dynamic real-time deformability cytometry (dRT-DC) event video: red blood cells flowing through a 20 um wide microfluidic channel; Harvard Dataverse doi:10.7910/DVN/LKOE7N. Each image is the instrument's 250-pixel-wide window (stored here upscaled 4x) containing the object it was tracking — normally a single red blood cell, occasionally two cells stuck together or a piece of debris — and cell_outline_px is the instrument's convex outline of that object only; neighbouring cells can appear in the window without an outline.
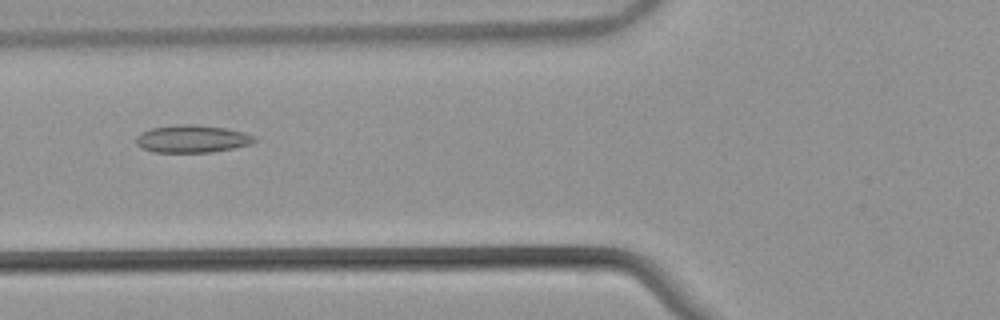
{"species": "common noctule bat (a hibernating species)", "species_latin": "Nyctalus noctula", "temperature_condition": "warm", "stored_images_in_passage": 42, "camera_frame_rate_fps": 3000, "um_per_image_px": 0.085, "animal": {"sex": "male", "body_mass_g": 21.5, "forearm_length_mm": 52.0}, "frame": {"image": 1, "passage_image": 10, "time_ms": 3.0, "image_size_px": [1000, 320], "cell_outline_px": [[256, 140], [252, 144], [212, 152], [152, 152], [136, 144], [136, 136], [140, 132], [152, 128], [176, 124], [192, 124], [224, 128], [244, 132], [252, 136]], "centroid_in_image_um": [16.3, 11.8], "position_along_channel_um": 109.5, "area_um2": 18.9}}
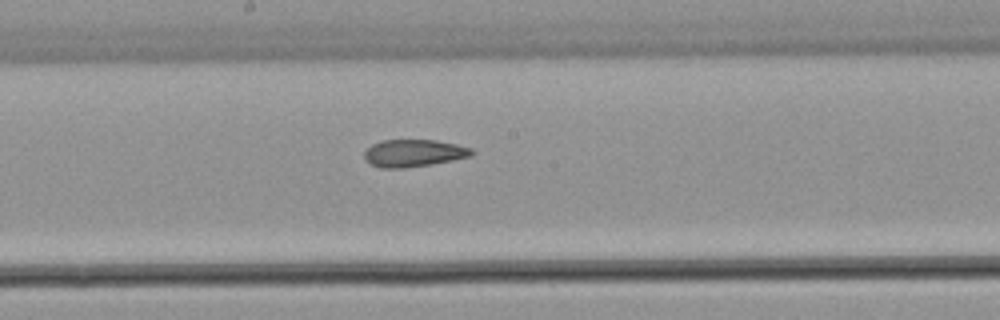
{"frame": {"image": 2, "passage_image": 18, "time_ms": 5.667, "image_size_px": [1000, 320], "cell_outline_px": [[476, 152], [472, 156], [432, 164], [404, 168], [380, 168], [368, 164], [364, 160], [364, 152], [372, 144], [380, 140], [436, 140], [456, 144], [472, 148]], "centroid_in_image_um": [35.15, 13.02], "position_along_channel_um": 213.1, "area_um2": 17.34}}
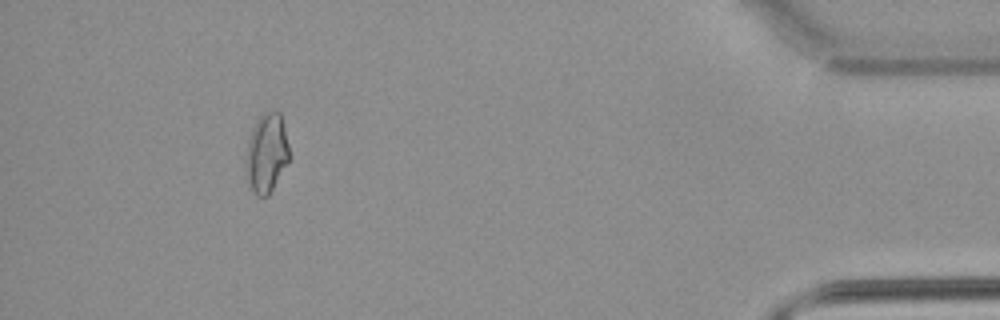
{"frame": {"image": 3, "passage_image": 38, "time_ms": 12.333, "image_size_px": [1000, 320], "cell_outline_px": [[288, 160], [268, 196], [256, 196], [252, 192], [248, 180], [248, 140], [252, 128], [256, 120], [264, 112], [280, 112], [288, 144]], "centroid_in_image_um": [22.67, 13.0], "position_along_channel_um": 412.5, "area_um2": 19.19}, "authors_computed_cell_mechanics": {"area_um2": 18.207, "velocity_mm_per_s": 3.8821, "shape_relaxation_time_tau1_ms": null, "shape_relaxation_time_tau2_ms": 2.9508, "deformation_change_tau1": null, "deformation_change_tau2": 0.0859}}